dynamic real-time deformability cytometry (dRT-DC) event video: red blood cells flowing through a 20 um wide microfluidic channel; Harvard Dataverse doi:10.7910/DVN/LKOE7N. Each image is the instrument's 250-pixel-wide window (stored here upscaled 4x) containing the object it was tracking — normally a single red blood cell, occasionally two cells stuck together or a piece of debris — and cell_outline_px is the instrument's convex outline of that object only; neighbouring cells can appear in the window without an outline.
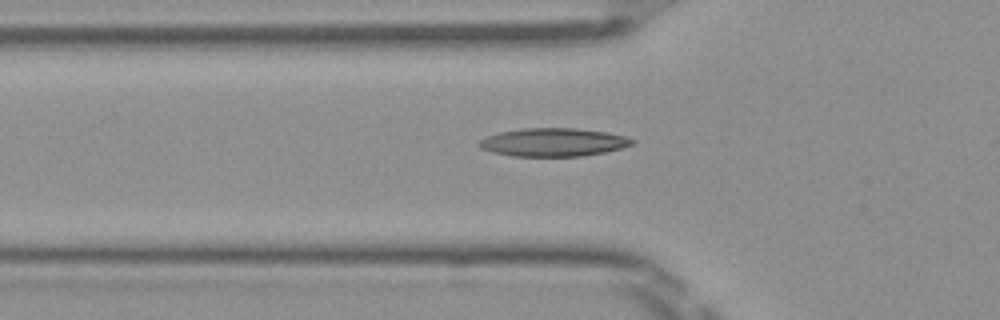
{"species": "Egyptian fruit bat (a non-hibernating species)", "species_latin": "Rousettus aegyptiacus", "temperature_condition": "room temperature", "stored_images_in_passage": 44, "camera_frame_rate_fps": 3000, "um_per_image_px": 0.085, "frame": {"image": 1, "passage_image": 15, "time_ms": 4.667, "image_size_px": [1000, 320], "cell_outline_px": [[636, 144], [604, 152], [584, 156], [512, 156], [492, 152], [480, 148], [476, 144], [484, 136], [500, 132], [524, 128], [576, 128], [604, 132], [624, 136], [636, 140]], "centroid_in_image_um": [47.0, 12.09], "position_along_channel_um": 78.8, "area_um2": 25.26}}
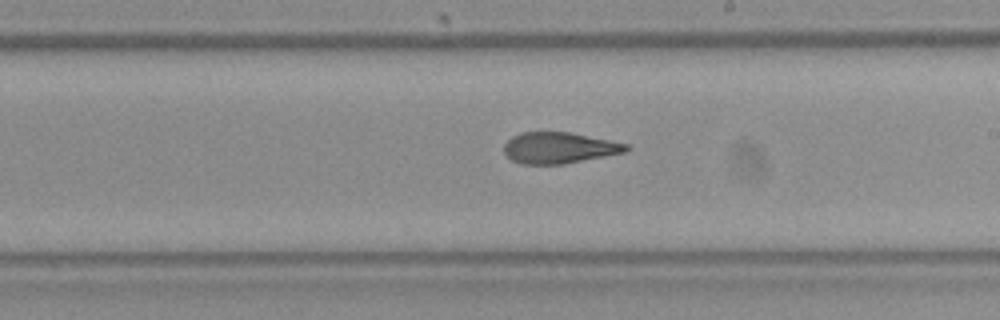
{"frame": {"image": 2, "passage_image": 27, "time_ms": 8.667, "image_size_px": [1000, 320], "cell_outline_px": [[632, 148], [628, 152], [564, 164], [520, 164], [512, 160], [504, 152], [504, 144], [512, 136], [520, 132], [568, 132], [628, 144]], "centroid_in_image_um": [47.54, 12.57], "position_along_channel_um": 241.5, "area_um2": 22.25}}
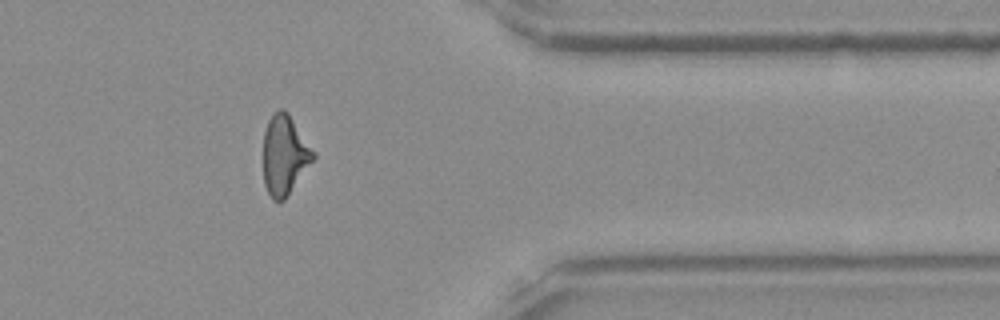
{"frame": {"image": 3, "passage_image": 39, "time_ms": 12.667, "image_size_px": [1000, 320], "cell_outline_px": [[316, 156], [284, 200], [272, 200], [264, 184], [264, 132], [268, 120], [272, 112], [280, 108], [284, 108], [288, 112], [316, 152]], "centroid_in_image_um": [24.19, 13.13], "position_along_channel_um": 387.2, "area_um2": 23.24}, "authors_computed_cell_mechanics": {"area_um2": 23.409, "velocity_mm_per_s": 4.0401, "shape_relaxation_time_tau1_ms": 8.6586, "shape_relaxation_time_tau2_ms": 2.3152, "deformation_change_tau1": 0.2415, "deformation_change_tau2": 0.1182}}